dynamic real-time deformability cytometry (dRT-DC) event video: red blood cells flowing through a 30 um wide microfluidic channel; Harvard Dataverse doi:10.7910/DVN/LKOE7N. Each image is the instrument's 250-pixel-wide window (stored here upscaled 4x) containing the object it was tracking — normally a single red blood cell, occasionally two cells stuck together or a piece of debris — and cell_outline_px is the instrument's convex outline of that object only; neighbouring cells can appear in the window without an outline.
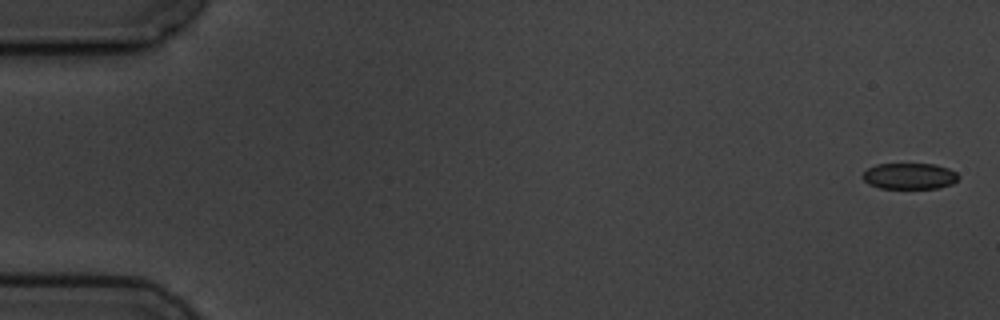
{"species": "common noctule bat (a hibernating species)", "species_latin": "Nyctalus noctula", "temperature_condition": "cold", "stored_images_in_passage": 4, "camera_frame_rate_fps": 3000, "um_per_image_px": 0.085, "animal": {"sex": "male", "body_mass_g": 19.5, "forearm_length_mm": 54.6}, "frame": {"image": 1, "passage_image": 1, "time_ms": 0.0, "image_size_px": [1000, 320], "cell_outline_px": [[960, 176], [952, 184], [936, 188], [880, 188], [868, 184], [860, 176], [868, 168], [876, 164], [936, 164], [948, 168], [956, 172]], "centroid_in_image_um": [77.29, 14.96], "position_along_channel_um": 7.7, "area_um2": 14.62}}
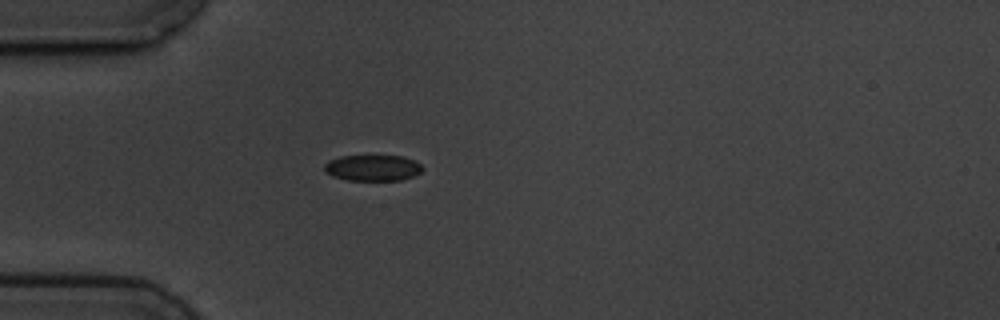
{"frame": {"image": 2, "passage_image": 4, "time_ms": 5.0, "image_size_px": [1000, 320], "cell_outline_px": [[424, 168], [420, 172], [412, 176], [400, 180], [348, 180], [332, 176], [324, 172], [324, 164], [328, 160], [340, 156], [404, 156], [420, 164]], "centroid_in_image_um": [31.64, 14.26], "position_along_channel_um": 53.4, "area_um2": 14.85}}